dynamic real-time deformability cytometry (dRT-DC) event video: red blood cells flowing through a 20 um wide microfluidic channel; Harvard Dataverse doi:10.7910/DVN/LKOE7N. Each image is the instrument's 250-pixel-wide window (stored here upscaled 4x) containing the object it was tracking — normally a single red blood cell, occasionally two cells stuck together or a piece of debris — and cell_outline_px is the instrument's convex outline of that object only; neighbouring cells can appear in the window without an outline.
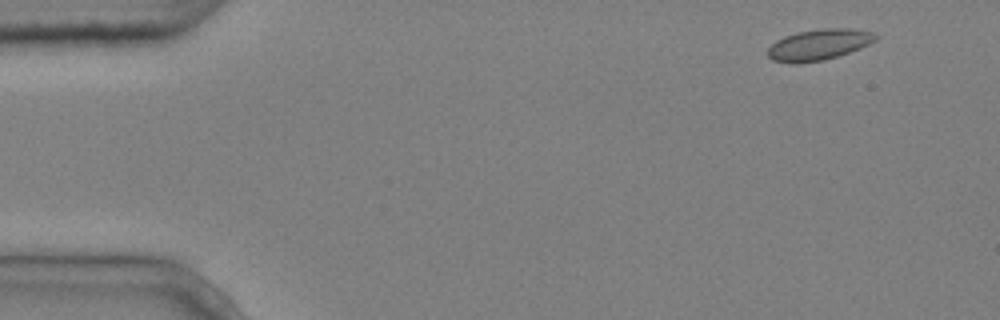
{"species": "common noctule bat (a hibernating species)", "species_latin": "Nyctalus noctula", "temperature_condition": "cold", "stored_images_in_passage": 4, "camera_frame_rate_fps": 3000, "um_per_image_px": 0.085, "animal": {"sex": "male", "body_mass_g": 20.4}, "frame": {"image": 1, "passage_image": 1, "time_ms": 0.0, "image_size_px": [1000, 320], "cell_outline_px": [[880, 36], [876, 40], [860, 48], [824, 60], [796, 64], [792, 64], [772, 60], [768, 56], [768, 48], [776, 40], [784, 36], [796, 32], [824, 28], [852, 28], [876, 32]], "centroid_in_image_um": [69.61, 3.79], "position_along_channel_um": 15.4, "area_um2": 19.65}}
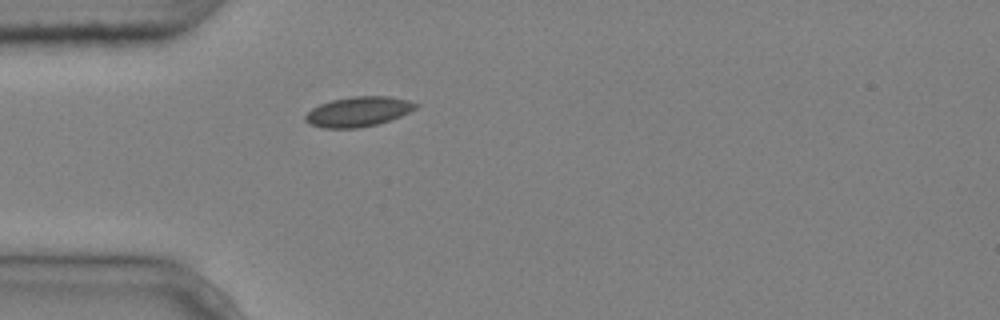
{"frame": {"image": 2, "passage_image": 4, "time_ms": 1.0, "image_size_px": [1000, 320], "cell_outline_px": [[420, 104], [416, 108], [400, 116], [376, 124], [356, 128], [320, 128], [308, 124], [304, 120], [304, 116], [312, 108], [320, 104], [332, 100], [352, 96], [388, 96], [408, 100]], "centroid_in_image_um": [30.41, 9.49], "position_along_channel_um": 54.6, "area_um2": 19.19}}